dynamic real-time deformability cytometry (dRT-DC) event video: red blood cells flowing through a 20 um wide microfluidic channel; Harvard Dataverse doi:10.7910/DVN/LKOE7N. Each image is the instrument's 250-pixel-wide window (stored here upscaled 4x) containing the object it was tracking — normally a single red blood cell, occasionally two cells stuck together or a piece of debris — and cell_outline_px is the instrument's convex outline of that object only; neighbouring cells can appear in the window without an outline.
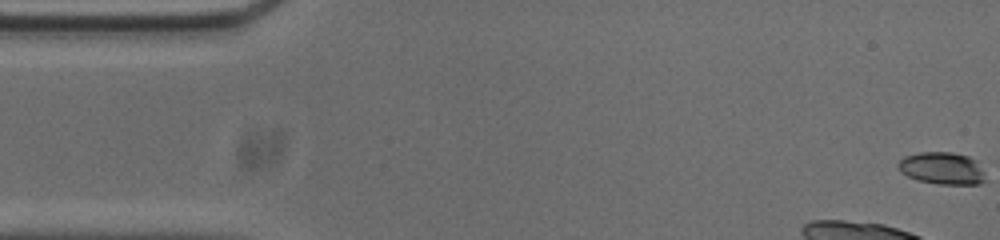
{"species": "common noctule bat (a hibernating species)", "species_latin": "Nyctalus noctula", "temperature_condition": "cold", "stored_images_in_passage": 42, "camera_frame_rate_fps": 3000, "um_per_image_px": 0.085, "animal": {"sex": "male", "body_mass_g": 20.0, "forearm_length_mm": 53.3}, "frame": {"image": 1, "passage_image": 1, "time_ms": 0.0, "image_size_px": [1000, 240], "cell_outline_px": [[984, 180], [980, 184], [936, 184], [916, 180], [900, 172], [896, 164], [904, 156], [920, 152], [952, 152], [968, 156], [976, 160], [984, 172]], "centroid_in_image_um": [80.05, 14.3], "position_along_channel_um": 4.9, "area_um2": 16.53}, "authors_computed_cell_mechanics": {"area_um2": 18.2359, "velocity_mm_per_s": 3.6939, "shape_relaxation_time_tau1_ms": 2.9433, "shape_relaxation_time_tau2_ms": 5.5627, "deformation_change_tau1": 0.1168, "deformation_change_tau2": 0.1071}}